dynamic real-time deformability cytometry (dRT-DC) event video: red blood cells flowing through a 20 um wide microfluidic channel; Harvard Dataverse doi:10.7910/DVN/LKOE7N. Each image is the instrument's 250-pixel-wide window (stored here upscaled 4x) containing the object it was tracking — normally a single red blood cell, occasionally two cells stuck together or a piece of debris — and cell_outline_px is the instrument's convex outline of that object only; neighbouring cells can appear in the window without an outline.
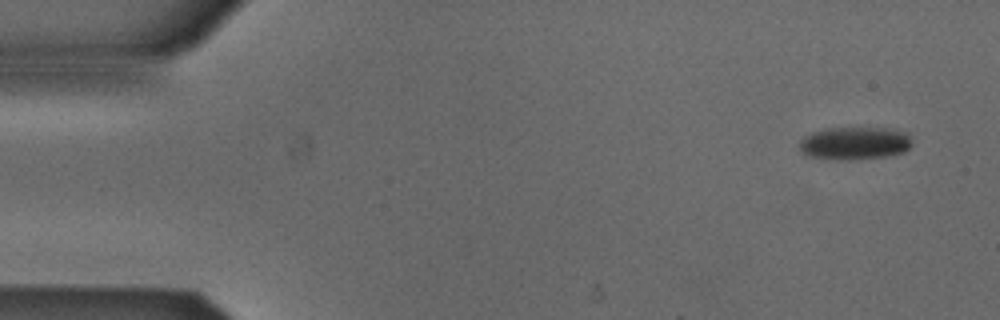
{"species": "Egyptian fruit bat (a non-hibernating species)", "species_latin": "Rousettus aegyptiacus", "temperature_condition": "cold", "stored_images_in_passage": 5, "camera_frame_rate_fps": 3000, "um_per_image_px": 0.085, "animal": {"sex": "male"}, "frame": {"image": 1, "passage_image": 1, "time_ms": 0.0, "image_size_px": [1000, 320], "cell_outline_px": [[912, 144], [904, 152], [892, 156], [848, 160], [836, 160], [804, 156], [800, 152], [800, 140], [804, 136], [812, 132], [828, 128], [888, 128], [904, 132], [908, 136]], "centroid_in_image_um": [72.61, 12.19], "position_along_channel_um": 12.4, "area_um2": 21.79}}
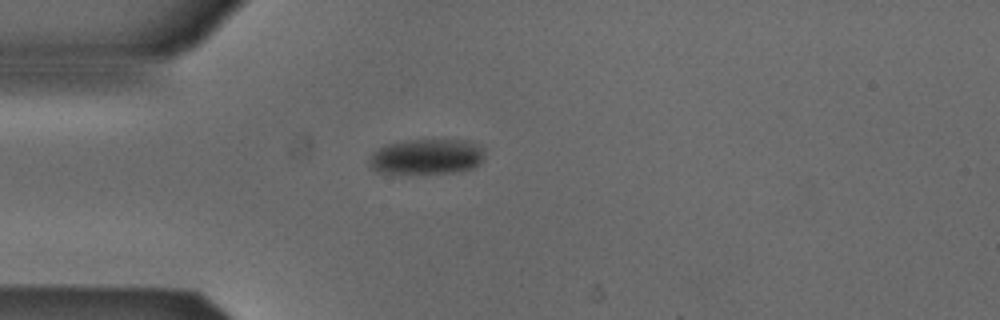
{"frame": {"image": 2, "passage_image": 4, "time_ms": 1.0, "image_size_px": [1000, 320], "cell_outline_px": [[484, 156], [480, 164], [472, 168], [460, 172], [392, 176], [376, 172], [368, 164], [368, 160], [372, 152], [376, 148], [388, 144], [404, 140], [468, 140], [484, 148]], "centroid_in_image_um": [36.2, 13.36], "position_along_channel_um": 48.8, "area_um2": 24.97}}